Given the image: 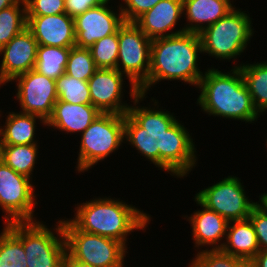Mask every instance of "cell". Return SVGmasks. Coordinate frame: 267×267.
Wrapping results in <instances>:
<instances>
[{
  "label": "cell",
  "instance_id": "23",
  "mask_svg": "<svg viewBox=\"0 0 267 267\" xmlns=\"http://www.w3.org/2000/svg\"><path fill=\"white\" fill-rule=\"evenodd\" d=\"M238 62L233 67H239L254 106L263 115L267 112V60L253 64Z\"/></svg>",
  "mask_w": 267,
  "mask_h": 267
},
{
  "label": "cell",
  "instance_id": "39",
  "mask_svg": "<svg viewBox=\"0 0 267 267\" xmlns=\"http://www.w3.org/2000/svg\"><path fill=\"white\" fill-rule=\"evenodd\" d=\"M259 202L267 209V193H261L259 195Z\"/></svg>",
  "mask_w": 267,
  "mask_h": 267
},
{
  "label": "cell",
  "instance_id": "29",
  "mask_svg": "<svg viewBox=\"0 0 267 267\" xmlns=\"http://www.w3.org/2000/svg\"><path fill=\"white\" fill-rule=\"evenodd\" d=\"M90 51L96 68L116 69L119 54L118 31L96 41Z\"/></svg>",
  "mask_w": 267,
  "mask_h": 267
},
{
  "label": "cell",
  "instance_id": "34",
  "mask_svg": "<svg viewBox=\"0 0 267 267\" xmlns=\"http://www.w3.org/2000/svg\"><path fill=\"white\" fill-rule=\"evenodd\" d=\"M120 8L125 22H135L161 0H121Z\"/></svg>",
  "mask_w": 267,
  "mask_h": 267
},
{
  "label": "cell",
  "instance_id": "25",
  "mask_svg": "<svg viewBox=\"0 0 267 267\" xmlns=\"http://www.w3.org/2000/svg\"><path fill=\"white\" fill-rule=\"evenodd\" d=\"M71 48L38 45L34 70L54 80L65 73Z\"/></svg>",
  "mask_w": 267,
  "mask_h": 267
},
{
  "label": "cell",
  "instance_id": "11",
  "mask_svg": "<svg viewBox=\"0 0 267 267\" xmlns=\"http://www.w3.org/2000/svg\"><path fill=\"white\" fill-rule=\"evenodd\" d=\"M118 42L116 69L140 89L150 71L152 40L134 22H124L118 29Z\"/></svg>",
  "mask_w": 267,
  "mask_h": 267
},
{
  "label": "cell",
  "instance_id": "5",
  "mask_svg": "<svg viewBox=\"0 0 267 267\" xmlns=\"http://www.w3.org/2000/svg\"><path fill=\"white\" fill-rule=\"evenodd\" d=\"M252 20L248 10L235 7L216 23L206 27L199 33L202 55L208 54L220 62H230L231 59L232 63L237 61L242 53H246L256 32Z\"/></svg>",
  "mask_w": 267,
  "mask_h": 267
},
{
  "label": "cell",
  "instance_id": "14",
  "mask_svg": "<svg viewBox=\"0 0 267 267\" xmlns=\"http://www.w3.org/2000/svg\"><path fill=\"white\" fill-rule=\"evenodd\" d=\"M111 1L74 18L75 46L90 49L96 41L118 31L125 21L119 3L116 6L118 9L115 7L114 10L112 4L109 6Z\"/></svg>",
  "mask_w": 267,
  "mask_h": 267
},
{
  "label": "cell",
  "instance_id": "8",
  "mask_svg": "<svg viewBox=\"0 0 267 267\" xmlns=\"http://www.w3.org/2000/svg\"><path fill=\"white\" fill-rule=\"evenodd\" d=\"M66 252L92 267H125L128 248L118 240L78 230L62 218Z\"/></svg>",
  "mask_w": 267,
  "mask_h": 267
},
{
  "label": "cell",
  "instance_id": "22",
  "mask_svg": "<svg viewBox=\"0 0 267 267\" xmlns=\"http://www.w3.org/2000/svg\"><path fill=\"white\" fill-rule=\"evenodd\" d=\"M221 250L243 259L247 264L255 257L260 247L249 219L229 222Z\"/></svg>",
  "mask_w": 267,
  "mask_h": 267
},
{
  "label": "cell",
  "instance_id": "4",
  "mask_svg": "<svg viewBox=\"0 0 267 267\" xmlns=\"http://www.w3.org/2000/svg\"><path fill=\"white\" fill-rule=\"evenodd\" d=\"M74 209L73 218L68 220L78 230L118 240L127 248V237L135 231L146 232L152 219L135 205L110 196L77 203Z\"/></svg>",
  "mask_w": 267,
  "mask_h": 267
},
{
  "label": "cell",
  "instance_id": "40",
  "mask_svg": "<svg viewBox=\"0 0 267 267\" xmlns=\"http://www.w3.org/2000/svg\"><path fill=\"white\" fill-rule=\"evenodd\" d=\"M226 1H228L235 8L236 5H233L234 4L233 0H226Z\"/></svg>",
  "mask_w": 267,
  "mask_h": 267
},
{
  "label": "cell",
  "instance_id": "20",
  "mask_svg": "<svg viewBox=\"0 0 267 267\" xmlns=\"http://www.w3.org/2000/svg\"><path fill=\"white\" fill-rule=\"evenodd\" d=\"M234 7L226 0H183V19L186 32L200 33L226 16Z\"/></svg>",
  "mask_w": 267,
  "mask_h": 267
},
{
  "label": "cell",
  "instance_id": "16",
  "mask_svg": "<svg viewBox=\"0 0 267 267\" xmlns=\"http://www.w3.org/2000/svg\"><path fill=\"white\" fill-rule=\"evenodd\" d=\"M193 199L201 209L195 210L190 216L186 214L182 217L190 223L194 249L197 253L202 251L203 247L205 250L221 249L229 222L215 211L206 208L195 197Z\"/></svg>",
  "mask_w": 267,
  "mask_h": 267
},
{
  "label": "cell",
  "instance_id": "18",
  "mask_svg": "<svg viewBox=\"0 0 267 267\" xmlns=\"http://www.w3.org/2000/svg\"><path fill=\"white\" fill-rule=\"evenodd\" d=\"M27 28L38 45L65 48L75 46L74 18L66 13L27 17Z\"/></svg>",
  "mask_w": 267,
  "mask_h": 267
},
{
  "label": "cell",
  "instance_id": "17",
  "mask_svg": "<svg viewBox=\"0 0 267 267\" xmlns=\"http://www.w3.org/2000/svg\"><path fill=\"white\" fill-rule=\"evenodd\" d=\"M182 17L183 0H161L134 23L149 39L154 40L184 32V27L176 30Z\"/></svg>",
  "mask_w": 267,
  "mask_h": 267
},
{
  "label": "cell",
  "instance_id": "28",
  "mask_svg": "<svg viewBox=\"0 0 267 267\" xmlns=\"http://www.w3.org/2000/svg\"><path fill=\"white\" fill-rule=\"evenodd\" d=\"M22 242L4 225L0 233V267H27Z\"/></svg>",
  "mask_w": 267,
  "mask_h": 267
},
{
  "label": "cell",
  "instance_id": "7",
  "mask_svg": "<svg viewBox=\"0 0 267 267\" xmlns=\"http://www.w3.org/2000/svg\"><path fill=\"white\" fill-rule=\"evenodd\" d=\"M80 135L75 168L76 173L81 174L121 149L124 144V115L101 113Z\"/></svg>",
  "mask_w": 267,
  "mask_h": 267
},
{
  "label": "cell",
  "instance_id": "36",
  "mask_svg": "<svg viewBox=\"0 0 267 267\" xmlns=\"http://www.w3.org/2000/svg\"><path fill=\"white\" fill-rule=\"evenodd\" d=\"M248 267H267V250H260L248 263Z\"/></svg>",
  "mask_w": 267,
  "mask_h": 267
},
{
  "label": "cell",
  "instance_id": "19",
  "mask_svg": "<svg viewBox=\"0 0 267 267\" xmlns=\"http://www.w3.org/2000/svg\"><path fill=\"white\" fill-rule=\"evenodd\" d=\"M101 114L92 104H72L57 101L46 126L50 130H58L65 134H82ZM53 128V129H52Z\"/></svg>",
  "mask_w": 267,
  "mask_h": 267
},
{
  "label": "cell",
  "instance_id": "35",
  "mask_svg": "<svg viewBox=\"0 0 267 267\" xmlns=\"http://www.w3.org/2000/svg\"><path fill=\"white\" fill-rule=\"evenodd\" d=\"M65 1V13L75 18L87 10L103 5L109 0H64Z\"/></svg>",
  "mask_w": 267,
  "mask_h": 267
},
{
  "label": "cell",
  "instance_id": "31",
  "mask_svg": "<svg viewBox=\"0 0 267 267\" xmlns=\"http://www.w3.org/2000/svg\"><path fill=\"white\" fill-rule=\"evenodd\" d=\"M188 263V267H248L241 258L228 254L221 249L202 250Z\"/></svg>",
  "mask_w": 267,
  "mask_h": 267
},
{
  "label": "cell",
  "instance_id": "27",
  "mask_svg": "<svg viewBox=\"0 0 267 267\" xmlns=\"http://www.w3.org/2000/svg\"><path fill=\"white\" fill-rule=\"evenodd\" d=\"M58 100L72 104H92L87 81L76 79L66 73L55 80Z\"/></svg>",
  "mask_w": 267,
  "mask_h": 267
},
{
  "label": "cell",
  "instance_id": "9",
  "mask_svg": "<svg viewBox=\"0 0 267 267\" xmlns=\"http://www.w3.org/2000/svg\"><path fill=\"white\" fill-rule=\"evenodd\" d=\"M33 180L15 172L0 159V210L4 224L37 221L38 205Z\"/></svg>",
  "mask_w": 267,
  "mask_h": 267
},
{
  "label": "cell",
  "instance_id": "1",
  "mask_svg": "<svg viewBox=\"0 0 267 267\" xmlns=\"http://www.w3.org/2000/svg\"><path fill=\"white\" fill-rule=\"evenodd\" d=\"M146 97L139 93L124 115V143L158 170L184 179L198 166L195 139L174 112L159 106L158 99L151 97L148 106L140 105Z\"/></svg>",
  "mask_w": 267,
  "mask_h": 267
},
{
  "label": "cell",
  "instance_id": "10",
  "mask_svg": "<svg viewBox=\"0 0 267 267\" xmlns=\"http://www.w3.org/2000/svg\"><path fill=\"white\" fill-rule=\"evenodd\" d=\"M239 177L229 175L211 186L204 187L195 194V198L206 208L215 211L228 222L246 220L252 208L258 203L246 194Z\"/></svg>",
  "mask_w": 267,
  "mask_h": 267
},
{
  "label": "cell",
  "instance_id": "38",
  "mask_svg": "<svg viewBox=\"0 0 267 267\" xmlns=\"http://www.w3.org/2000/svg\"><path fill=\"white\" fill-rule=\"evenodd\" d=\"M19 1L20 0H0V11L18 3Z\"/></svg>",
  "mask_w": 267,
  "mask_h": 267
},
{
  "label": "cell",
  "instance_id": "26",
  "mask_svg": "<svg viewBox=\"0 0 267 267\" xmlns=\"http://www.w3.org/2000/svg\"><path fill=\"white\" fill-rule=\"evenodd\" d=\"M27 27L25 0L0 11V48Z\"/></svg>",
  "mask_w": 267,
  "mask_h": 267
},
{
  "label": "cell",
  "instance_id": "12",
  "mask_svg": "<svg viewBox=\"0 0 267 267\" xmlns=\"http://www.w3.org/2000/svg\"><path fill=\"white\" fill-rule=\"evenodd\" d=\"M128 80L130 102L140 93L139 89L117 69L97 68L89 78L88 85L92 105L101 113L125 115L131 104L125 98V83ZM125 82V83H124Z\"/></svg>",
  "mask_w": 267,
  "mask_h": 267
},
{
  "label": "cell",
  "instance_id": "15",
  "mask_svg": "<svg viewBox=\"0 0 267 267\" xmlns=\"http://www.w3.org/2000/svg\"><path fill=\"white\" fill-rule=\"evenodd\" d=\"M38 43L26 27L0 48V88L35 67ZM2 55V56H1ZM2 85V86H1Z\"/></svg>",
  "mask_w": 267,
  "mask_h": 267
},
{
  "label": "cell",
  "instance_id": "21",
  "mask_svg": "<svg viewBox=\"0 0 267 267\" xmlns=\"http://www.w3.org/2000/svg\"><path fill=\"white\" fill-rule=\"evenodd\" d=\"M2 112L0 109V118L4 117ZM6 113L8 115L5 122L3 121V126L0 124V145L40 144L39 140H36L37 124L42 123L40 125L46 126V122L41 117L20 111Z\"/></svg>",
  "mask_w": 267,
  "mask_h": 267
},
{
  "label": "cell",
  "instance_id": "33",
  "mask_svg": "<svg viewBox=\"0 0 267 267\" xmlns=\"http://www.w3.org/2000/svg\"><path fill=\"white\" fill-rule=\"evenodd\" d=\"M248 219L256 232L260 250H267V209L258 201Z\"/></svg>",
  "mask_w": 267,
  "mask_h": 267
},
{
  "label": "cell",
  "instance_id": "37",
  "mask_svg": "<svg viewBox=\"0 0 267 267\" xmlns=\"http://www.w3.org/2000/svg\"><path fill=\"white\" fill-rule=\"evenodd\" d=\"M63 267H92L91 265L72 258L67 252L64 258Z\"/></svg>",
  "mask_w": 267,
  "mask_h": 267
},
{
  "label": "cell",
  "instance_id": "24",
  "mask_svg": "<svg viewBox=\"0 0 267 267\" xmlns=\"http://www.w3.org/2000/svg\"><path fill=\"white\" fill-rule=\"evenodd\" d=\"M39 147L38 144L0 145V159L15 172L33 180Z\"/></svg>",
  "mask_w": 267,
  "mask_h": 267
},
{
  "label": "cell",
  "instance_id": "13",
  "mask_svg": "<svg viewBox=\"0 0 267 267\" xmlns=\"http://www.w3.org/2000/svg\"><path fill=\"white\" fill-rule=\"evenodd\" d=\"M15 100L19 102L20 112L41 117L45 122L51 117L58 100L55 80L34 69L16 76Z\"/></svg>",
  "mask_w": 267,
  "mask_h": 267
},
{
  "label": "cell",
  "instance_id": "6",
  "mask_svg": "<svg viewBox=\"0 0 267 267\" xmlns=\"http://www.w3.org/2000/svg\"><path fill=\"white\" fill-rule=\"evenodd\" d=\"M55 222L50 228L40 220L3 224L22 242L27 267H63L66 243L62 218Z\"/></svg>",
  "mask_w": 267,
  "mask_h": 267
},
{
  "label": "cell",
  "instance_id": "30",
  "mask_svg": "<svg viewBox=\"0 0 267 267\" xmlns=\"http://www.w3.org/2000/svg\"><path fill=\"white\" fill-rule=\"evenodd\" d=\"M90 49L71 47L65 73L76 79L88 81L96 71Z\"/></svg>",
  "mask_w": 267,
  "mask_h": 267
},
{
  "label": "cell",
  "instance_id": "2",
  "mask_svg": "<svg viewBox=\"0 0 267 267\" xmlns=\"http://www.w3.org/2000/svg\"><path fill=\"white\" fill-rule=\"evenodd\" d=\"M200 54L203 51L198 33L184 31L152 40L150 71L139 92L147 95L161 81H181L197 88L205 73L198 66Z\"/></svg>",
  "mask_w": 267,
  "mask_h": 267
},
{
  "label": "cell",
  "instance_id": "32",
  "mask_svg": "<svg viewBox=\"0 0 267 267\" xmlns=\"http://www.w3.org/2000/svg\"><path fill=\"white\" fill-rule=\"evenodd\" d=\"M27 17L65 13L64 0H25Z\"/></svg>",
  "mask_w": 267,
  "mask_h": 267
},
{
  "label": "cell",
  "instance_id": "3",
  "mask_svg": "<svg viewBox=\"0 0 267 267\" xmlns=\"http://www.w3.org/2000/svg\"><path fill=\"white\" fill-rule=\"evenodd\" d=\"M197 89L199 105L203 113L248 124L257 122L261 116L255 108L239 67L222 72L213 66L205 69Z\"/></svg>",
  "mask_w": 267,
  "mask_h": 267
}]
</instances>
